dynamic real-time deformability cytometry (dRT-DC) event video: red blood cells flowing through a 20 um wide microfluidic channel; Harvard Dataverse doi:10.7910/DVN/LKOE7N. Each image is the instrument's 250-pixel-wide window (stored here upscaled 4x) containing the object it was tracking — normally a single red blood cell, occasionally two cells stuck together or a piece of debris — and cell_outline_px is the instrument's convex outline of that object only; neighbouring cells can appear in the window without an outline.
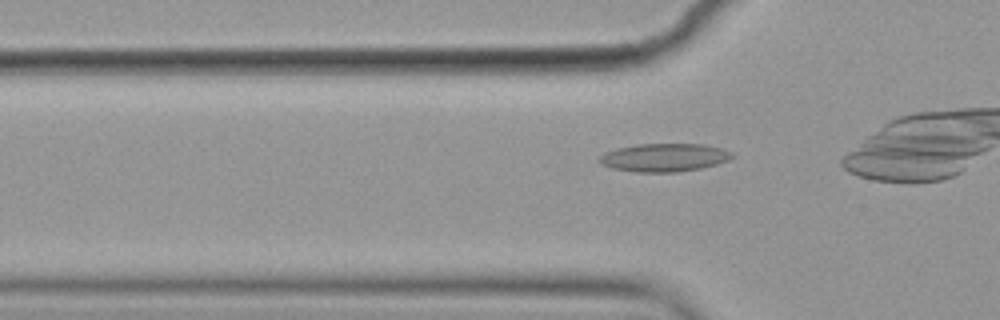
{"species": "common noctule bat (a hibernating species)", "species_latin": "Nyctalus noctula", "temperature_condition": "cold", "stored_images_in_passage": 38, "camera_frame_rate_fps": 3000, "um_per_image_px": 0.085, "animal": {"sex": "female", "body_mass_g": 19.9}, "frame": {"image": 1, "passage_image": 12, "time_ms": 3.667, "image_size_px": [1000, 320], "cell_outline_px": [[736, 156], [728, 160], [716, 164], [700, 168], [676, 172], [636, 172], [612, 168], [600, 164], [596, 160], [604, 152], [616, 148], [636, 144], [704, 144], [724, 148], [732, 152]], "centroid_in_image_um": [56.45, 13.38], "position_along_channel_um": 69.4, "area_um2": 22.02}}
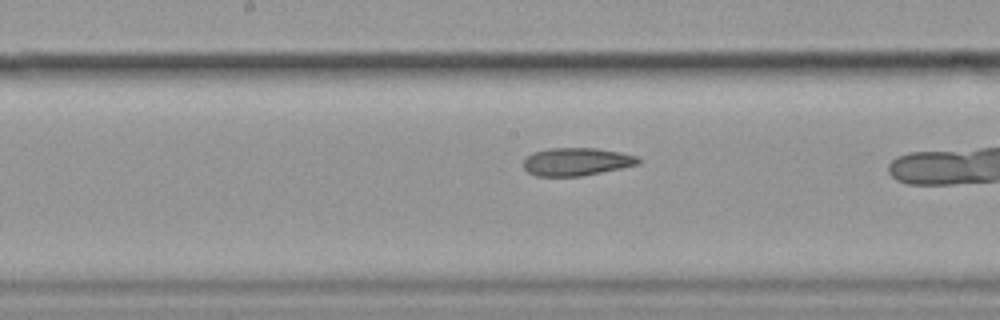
{"frame": {"image": 2, "passage_image": 23, "time_ms": 7.333, "image_size_px": [1000, 320], "cell_outline_px": [[644, 160], [640, 164], [580, 176], [536, 176], [528, 172], [524, 168], [524, 160], [532, 152], [548, 148], [596, 148], [620, 152], [640, 156]], "centroid_in_image_um": [49.05, 13.73], "position_along_channel_um": 199.2, "area_um2": 18.79}}
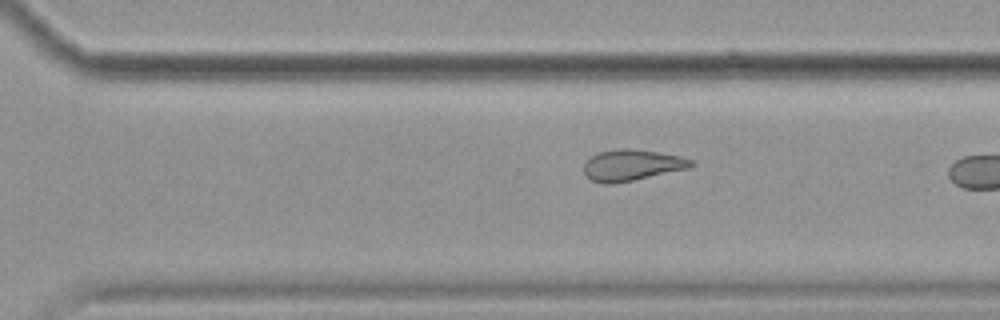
{"frame": {"image": 3, "passage_image": 33, "time_ms": 10.667, "image_size_px": [1000, 320], "cell_outline_px": [[696, 164], [688, 168], [632, 180], [608, 184], [604, 184], [592, 180], [584, 172], [584, 164], [592, 156], [600, 152], [616, 148], [632, 148], [680, 156], [692, 160]], "centroid_in_image_um": [53.71, 14.02], "position_along_channel_um": 316.9, "area_um2": 19.13}}